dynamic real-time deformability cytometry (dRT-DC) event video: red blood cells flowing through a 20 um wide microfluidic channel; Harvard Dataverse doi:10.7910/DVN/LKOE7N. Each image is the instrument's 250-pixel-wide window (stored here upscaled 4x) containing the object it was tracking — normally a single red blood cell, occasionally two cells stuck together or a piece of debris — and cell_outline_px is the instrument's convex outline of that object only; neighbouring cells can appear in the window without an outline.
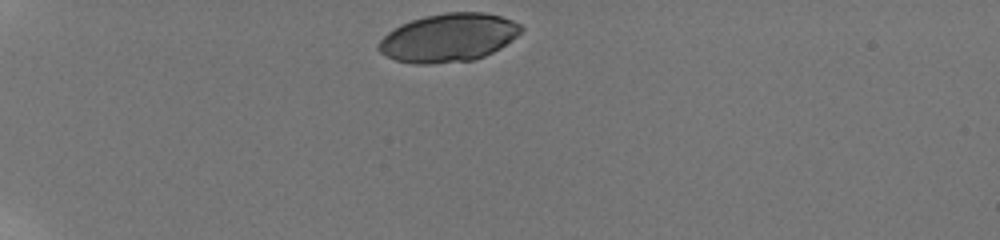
{"species": "human", "species_latin": "Homo sapiens", "temperature_condition": "room temperature", "stored_images_in_passage": 37, "camera_frame_rate_fps": 3000, "um_per_image_px": 0.085, "donor": {"sex": "male"}, "frame": {"image": 1, "passage_image": 1, "time_ms": 0.0, "image_size_px": [1000, 240], "cell_outline_px": [[524, 28], [512, 40], [500, 48], [484, 56], [472, 60], [432, 64], [412, 64], [396, 60], [380, 52], [376, 48], [376, 44], [388, 32], [400, 24], [424, 16], [444, 12], [484, 12], [500, 16], [512, 20], [520, 24]], "centroid_in_image_um": [38.1, 3.2], "position_along_channel_um": 46.9, "area_um2": 40.17}}
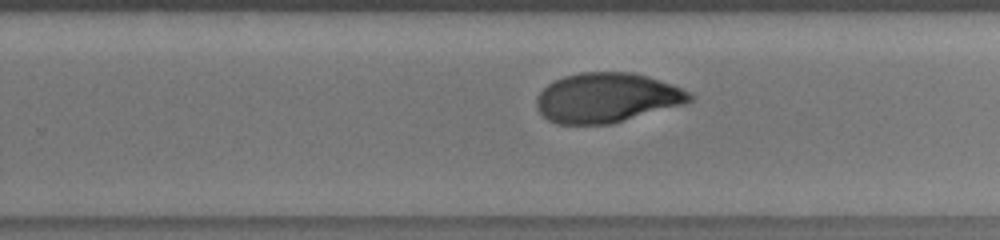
{"frame": {"image": 2, "passage_image": 24, "time_ms": 7.667, "image_size_px": [1000, 240], "cell_outline_px": [[696, 96], [692, 100], [684, 104], [612, 124], [556, 124], [548, 120], [536, 108], [536, 96], [548, 84], [564, 76], [580, 72], [632, 72], [648, 76], [672, 84], [692, 92]], "centroid_in_image_um": [51.6, 8.31], "position_along_channel_um": 278.2, "area_um2": 44.62}}
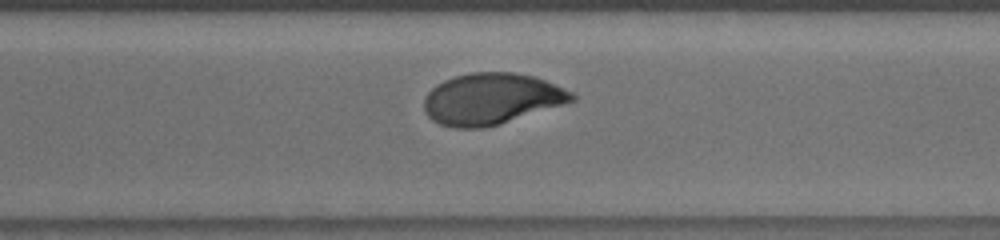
{"frame": {"image": 3, "passage_image": 29, "time_ms": 9.0, "image_size_px": [1000, 240], "cell_outline_px": [[576, 100], [564, 104], [500, 124], [484, 128], [456, 128], [440, 124], [432, 120], [428, 116], [424, 108], [424, 100], [428, 92], [436, 84], [444, 80], [456, 76], [472, 72], [512, 72], [536, 76], [572, 92], [576, 96]], "centroid_in_image_um": [41.77, 8.4], "position_along_channel_um": 328.8, "area_um2": 44.16}, "authors_computed_cell_mechanics": {"area_um2": 44.6794, "velocity_mm_per_s": 3.7872, "shape_relaxation_time_tau1_ms": 7.5492, "shape_relaxation_time_tau2_ms": 1.1521, "deformation_change_tau1": 0.2288, "deformation_change_tau2": 0.0504}}